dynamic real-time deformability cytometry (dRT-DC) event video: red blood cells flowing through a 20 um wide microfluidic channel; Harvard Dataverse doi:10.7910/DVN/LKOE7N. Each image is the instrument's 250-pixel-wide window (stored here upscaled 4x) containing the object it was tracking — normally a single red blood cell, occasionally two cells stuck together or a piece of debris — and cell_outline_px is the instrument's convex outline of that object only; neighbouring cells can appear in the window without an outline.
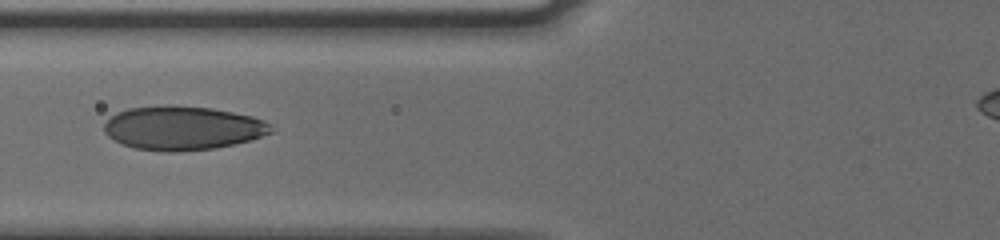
{"species": "human", "species_latin": "Homo sapiens", "temperature_condition": "cold", "stored_images_in_passage": 10, "camera_frame_rate_fps": 3000, "um_per_image_px": 0.085, "donor": {"sex": "male"}, "frame": {"image": 1, "passage_image": 9, "time_ms": 2.667, "image_size_px": [1000, 240], "cell_outline_px": [[272, 132], [252, 140], [216, 148], [176, 152], [164, 152], [136, 148], [120, 144], [112, 140], [104, 132], [104, 124], [116, 112], [128, 108], [168, 104], [172, 104], [212, 108], [252, 116], [264, 120], [272, 124]], "centroid_in_image_um": [15.52, 10.88], "position_along_channel_um": 110.3, "area_um2": 43.23}}